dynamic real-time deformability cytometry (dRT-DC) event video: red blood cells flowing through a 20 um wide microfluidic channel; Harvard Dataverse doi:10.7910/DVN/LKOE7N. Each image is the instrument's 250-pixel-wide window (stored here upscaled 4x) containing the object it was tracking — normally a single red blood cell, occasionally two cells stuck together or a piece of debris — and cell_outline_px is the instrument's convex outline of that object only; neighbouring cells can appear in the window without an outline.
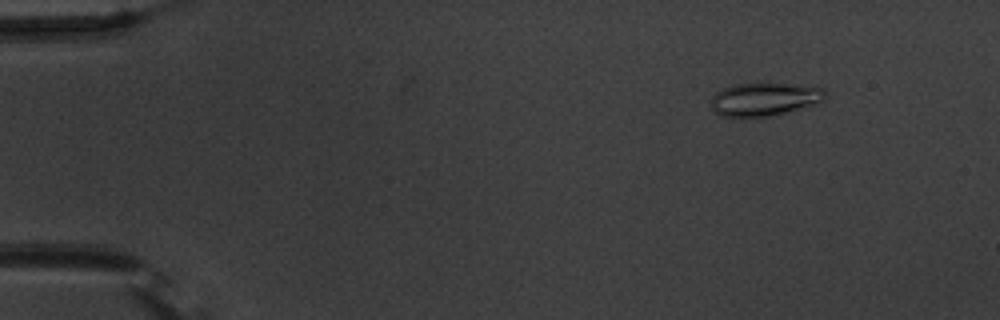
{"species": "common noctule bat (a hibernating species)", "species_latin": "Nyctalus noctula", "temperature_condition": "warm", "stored_images_in_passage": 55, "camera_frame_rate_fps": 3000, "um_per_image_px": 0.085, "animal": {"sex": "male", "body_mass_g": 20.1, "forearm_length_mm": 53.5}, "frame": {"image": 1, "passage_image": 7, "time_ms": 2.0, "image_size_px": [1000, 320], "cell_outline_px": [[828, 96], [824, 100], [816, 104], [804, 108], [768, 116], [744, 120], [724, 116], [716, 112], [712, 108], [712, 100], [716, 92], [724, 88], [736, 84], [788, 84], [824, 88], [828, 92]], "centroid_in_image_um": [65.01, 8.47], "position_along_channel_um": 20.0, "area_um2": 22.37}}
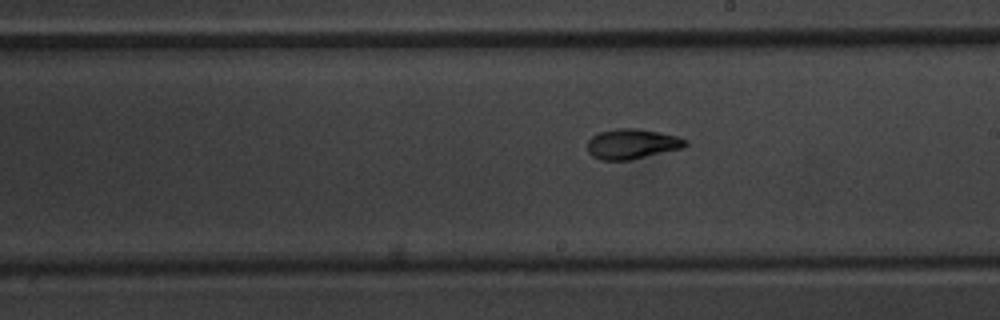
{"frame": {"image": 2, "passage_image": 32, "time_ms": 10.333, "image_size_px": [1000, 320], "cell_outline_px": [[688, 144], [684, 148], [628, 160], [600, 160], [592, 156], [588, 152], [588, 140], [596, 132], [616, 128], [636, 128], [676, 136], [688, 140]], "centroid_in_image_um": [53.7, 12.23], "position_along_channel_um": 235.3, "area_um2": 17.22}}
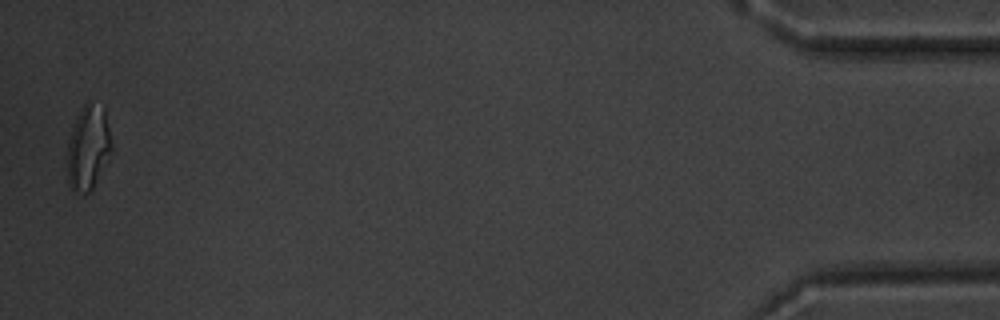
{"frame": {"image": 3, "passage_image": 54, "time_ms": 17.667, "image_size_px": [1000, 320], "cell_outline_px": [[112, 148], [92, 188], [88, 192], [72, 192], [68, 184], [68, 140], [76, 116], [84, 104], [88, 100], [92, 100], [104, 104], [112, 144]], "centroid_in_image_um": [7.49, 12.45], "position_along_channel_um": 427.7, "area_um2": 21.79}, "authors_computed_cell_mechanics": {"area_um2": 17.7446, "velocity_mm_per_s": 3.771, "shape_relaxation_time_tau1_ms": 5.7733, "shape_relaxation_time_tau2_ms": 2.6573, "deformation_change_tau1": 0.18, "deformation_change_tau2": 0.0765}}